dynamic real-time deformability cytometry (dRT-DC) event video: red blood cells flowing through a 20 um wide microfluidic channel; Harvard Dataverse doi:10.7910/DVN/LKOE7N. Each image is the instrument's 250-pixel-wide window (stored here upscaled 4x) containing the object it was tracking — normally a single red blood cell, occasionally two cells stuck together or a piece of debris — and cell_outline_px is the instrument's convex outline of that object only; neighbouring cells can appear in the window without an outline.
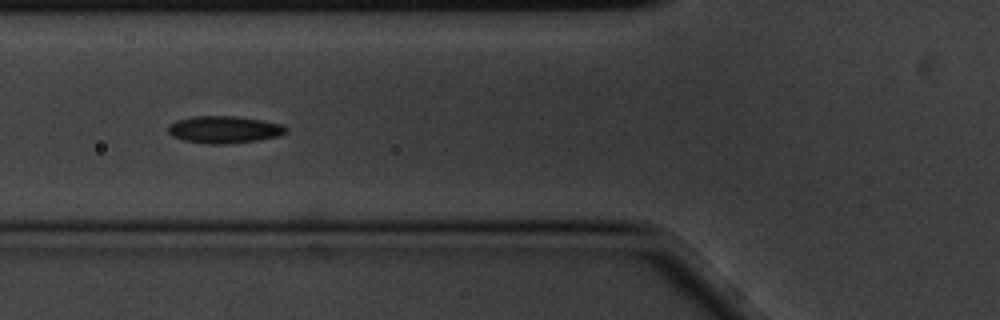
{"species": "common noctule bat (a hibernating species)", "species_latin": "Nyctalus noctula", "temperature_condition": "cold", "stored_images_in_passage": 5, "camera_frame_rate_fps": 3000, "um_per_image_px": 0.085, "animal": {"sex": "male", "body_mass_g": 20.1, "forearm_length_mm": 53.5}, "frame": {"image": 1, "passage_image": 3, "time_ms": 0.667, "image_size_px": [1000, 320], "cell_outline_px": [[288, 132], [280, 136], [256, 140], [228, 144], [208, 144], [184, 140], [172, 136], [168, 132], [168, 124], [176, 120], [196, 116], [236, 116], [284, 124], [288, 128]], "centroid_in_image_um": [19.08, 11.01], "position_along_channel_um": 106.7, "area_um2": 18.79}}
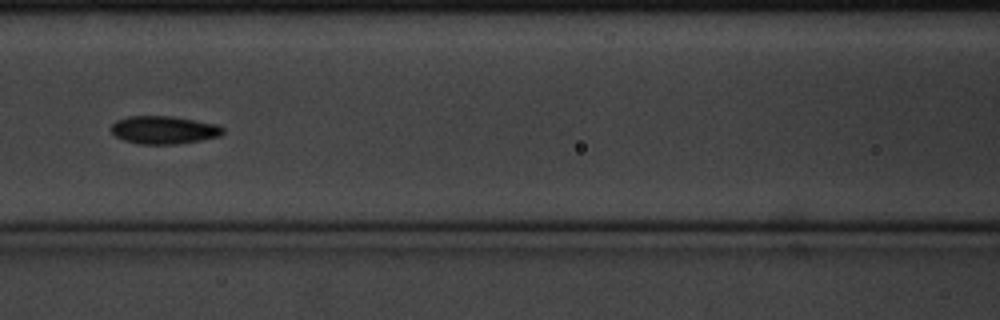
{"frame": {"image": 2, "passage_image": 4, "time_ms": 1.0, "image_size_px": [1000, 320], "cell_outline_px": [[224, 132], [220, 136], [200, 140], [176, 144], [140, 144], [124, 140], [116, 136], [112, 132], [112, 124], [116, 120], [128, 116], [172, 116], [220, 124], [224, 128]], "centroid_in_image_um": [13.96, 11.03], "position_along_channel_um": 152.6, "area_um2": 18.26}}
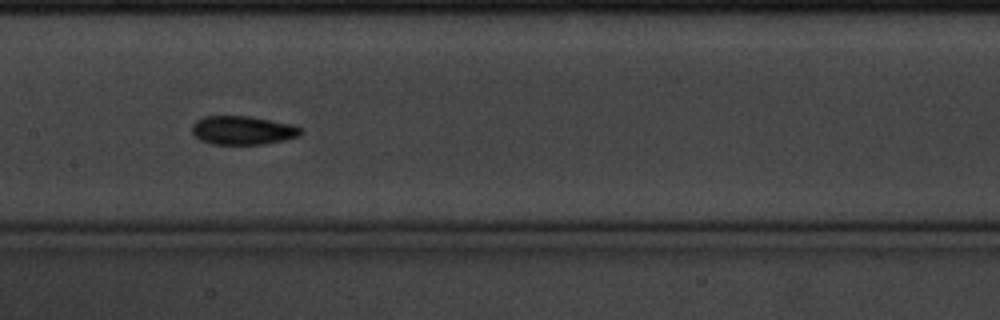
{"frame": {"image": 3, "passage_image": 5, "time_ms": 1.333, "image_size_px": [1000, 320], "cell_outline_px": [[304, 132], [300, 136], [284, 140], [264, 144], [212, 144], [200, 140], [192, 132], [192, 124], [196, 120], [204, 116], [248, 116], [296, 124]], "centroid_in_image_um": [20.67, 11.07], "position_along_channel_um": 186.7, "area_um2": 18.38}}